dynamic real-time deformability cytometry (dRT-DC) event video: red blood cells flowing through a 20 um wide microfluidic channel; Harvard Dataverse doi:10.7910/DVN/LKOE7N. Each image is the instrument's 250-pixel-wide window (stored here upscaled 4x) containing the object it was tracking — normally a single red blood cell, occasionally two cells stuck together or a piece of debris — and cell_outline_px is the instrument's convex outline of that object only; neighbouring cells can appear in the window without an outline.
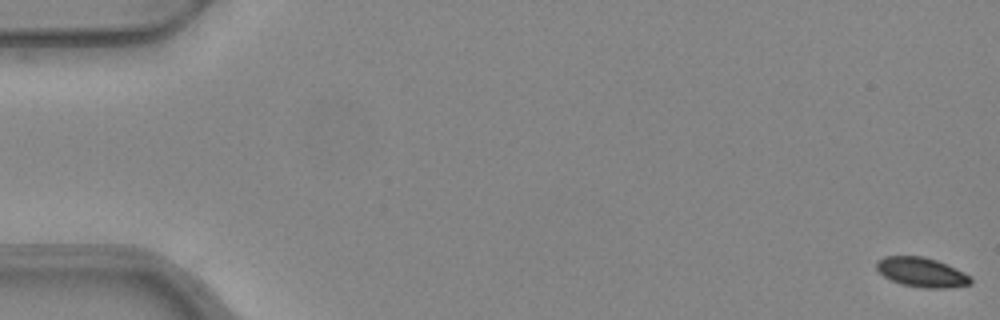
{"species": "common noctule bat (a hibernating species)", "species_latin": "Nyctalus noctula", "temperature_condition": "warm", "stored_images_in_passage": 20, "camera_frame_rate_fps": 3000, "um_per_image_px": 0.085, "animal": {"sex": "female", "body_mass_g": 24.6, "forearm_length_mm": 56.2}, "frame": {"image": 1, "passage_image": 1, "time_ms": 0.0, "image_size_px": [1000, 320], "cell_outline_px": [[972, 284], [944, 288], [924, 288], [900, 284], [884, 276], [876, 268], [876, 264], [884, 256], [924, 256], [936, 260], [956, 268], [972, 276]], "centroid_in_image_um": [78.37, 23.14], "position_along_channel_um": 6.6, "area_um2": 16.18}}
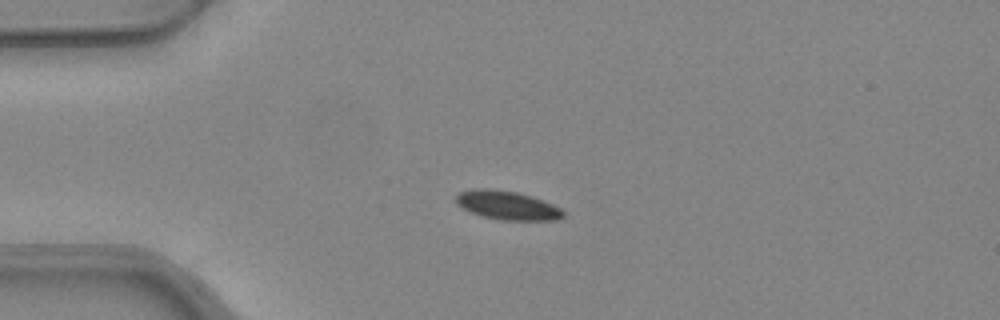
{"frame": {"image": 2, "passage_image": 14, "time_ms": 4.333, "image_size_px": [1000, 320], "cell_outline_px": [[564, 216], [560, 220], [500, 220], [484, 216], [472, 212], [456, 204], [456, 196], [460, 192], [472, 188], [488, 188], [516, 192], [552, 204], [560, 208], [564, 212]], "centroid_in_image_um": [43.11, 17.45], "position_along_channel_um": 41.9, "area_um2": 17.74}}
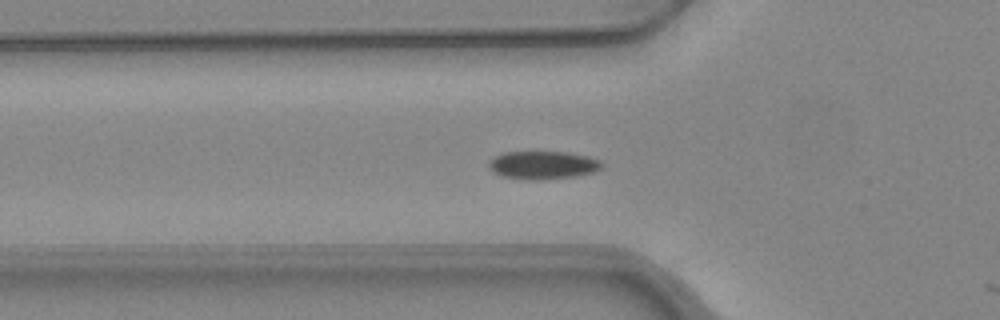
{"frame": {"image": 3, "passage_image": 19, "time_ms": 6.0, "image_size_px": [1000, 320], "cell_outline_px": [[600, 168], [592, 172], [576, 176], [536, 180], [528, 180], [504, 176], [492, 172], [488, 164], [496, 156], [504, 152], [568, 152], [588, 156], [600, 160]], "centroid_in_image_um": [46.13, 14.03], "position_along_channel_um": 79.7, "area_um2": 18.21}}